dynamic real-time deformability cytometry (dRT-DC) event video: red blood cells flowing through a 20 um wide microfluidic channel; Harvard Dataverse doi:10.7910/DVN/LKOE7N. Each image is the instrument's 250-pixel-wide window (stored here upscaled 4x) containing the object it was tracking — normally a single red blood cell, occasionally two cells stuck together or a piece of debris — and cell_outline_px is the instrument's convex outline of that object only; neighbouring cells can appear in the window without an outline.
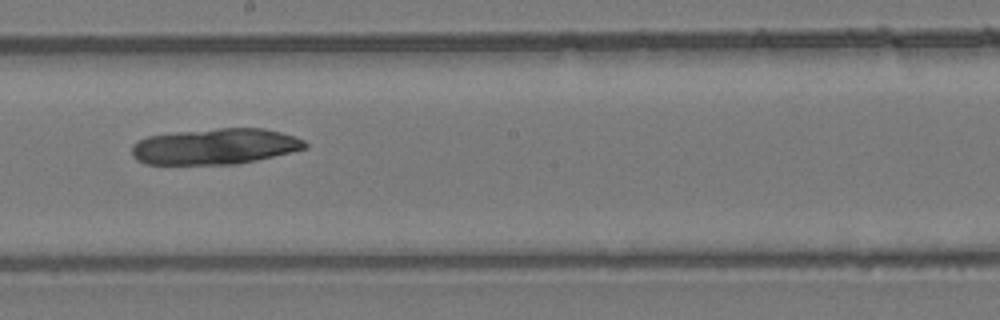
{"species": "common noctule bat (a hibernating species)", "species_latin": "Nyctalus noctula", "temperature_condition": "room temperature", "stored_images_in_passage": 45, "camera_frame_rate_fps": 3000, "um_per_image_px": 0.085, "animal": {"sex": "female", "body_mass_g": 24.6, "forearm_length_mm": 56.2}, "frame": {"image": 1, "passage_image": 27, "time_ms": 8.667, "image_size_px": [1000, 320], "cell_outline_px": [[308, 148], [256, 160], [236, 164], [144, 164], [136, 160], [132, 156], [132, 148], [140, 140], [148, 136], [180, 132], [216, 128], [264, 128], [280, 132], [304, 140], [308, 144]], "centroid_in_image_um": [18.3, 12.45], "position_along_channel_um": 229.9, "area_um2": 36.01}}
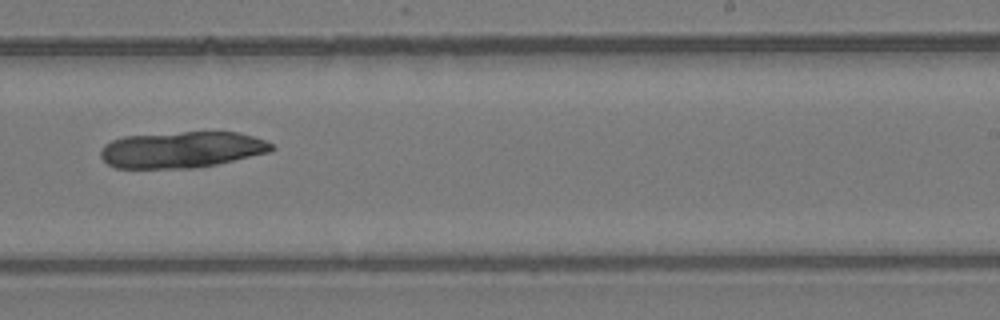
{"frame": {"image": 2, "passage_image": 30, "time_ms": 9.667, "image_size_px": [1000, 320], "cell_outline_px": [[276, 148], [268, 152], [216, 164], [192, 168], [116, 168], [108, 164], [100, 156], [100, 152], [104, 144], [112, 140], [124, 136], [184, 132], [240, 132], [264, 140], [272, 144]], "centroid_in_image_um": [15.42, 12.72], "position_along_channel_um": 273.6, "area_um2": 35.95}}
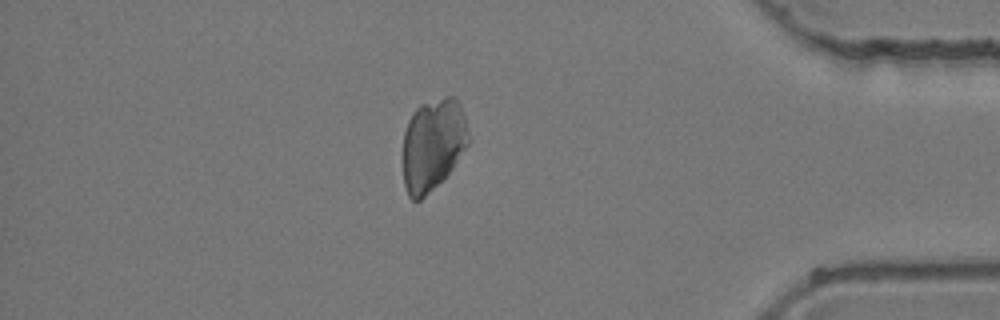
{"frame": {"image": 3, "passage_image": 41, "time_ms": 13.333, "image_size_px": [1000, 320], "cell_outline_px": [[468, 144], [452, 168], [420, 200], [412, 200], [408, 196], [404, 184], [404, 132], [408, 120], [412, 112], [420, 104], [444, 96], [456, 96], [460, 104], [464, 116], [468, 132]], "centroid_in_image_um": [36.79, 12.23], "position_along_channel_um": 398.4, "area_um2": 34.8}}